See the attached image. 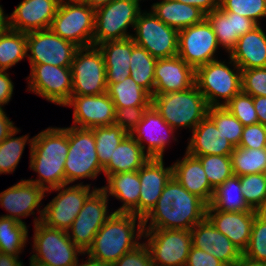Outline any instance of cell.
<instances>
[{"mask_svg":"<svg viewBox=\"0 0 266 266\" xmlns=\"http://www.w3.org/2000/svg\"><path fill=\"white\" fill-rule=\"evenodd\" d=\"M206 209L207 204L201 198L188 192L172 177L155 207L143 219V227L191 231L197 223L206 218Z\"/></svg>","mask_w":266,"mask_h":266,"instance_id":"1","label":"cell"},{"mask_svg":"<svg viewBox=\"0 0 266 266\" xmlns=\"http://www.w3.org/2000/svg\"><path fill=\"white\" fill-rule=\"evenodd\" d=\"M68 149V127H48L33 136L29 167L39 178L27 180L45 191L65 185L64 165Z\"/></svg>","mask_w":266,"mask_h":266,"instance_id":"2","label":"cell"},{"mask_svg":"<svg viewBox=\"0 0 266 266\" xmlns=\"http://www.w3.org/2000/svg\"><path fill=\"white\" fill-rule=\"evenodd\" d=\"M143 234V219L132 213L114 212L96 233L85 254L104 265L112 266L121 256L141 244L138 241Z\"/></svg>","mask_w":266,"mask_h":266,"instance_id":"3","label":"cell"},{"mask_svg":"<svg viewBox=\"0 0 266 266\" xmlns=\"http://www.w3.org/2000/svg\"><path fill=\"white\" fill-rule=\"evenodd\" d=\"M151 105L173 128H194L207 116L209 106L196 84L191 88L152 96Z\"/></svg>","mask_w":266,"mask_h":266,"instance_id":"4","label":"cell"},{"mask_svg":"<svg viewBox=\"0 0 266 266\" xmlns=\"http://www.w3.org/2000/svg\"><path fill=\"white\" fill-rule=\"evenodd\" d=\"M225 62L217 59L195 70V84L209 107L225 106L242 91V70L231 58L227 63L234 69Z\"/></svg>","mask_w":266,"mask_h":266,"instance_id":"5","label":"cell"},{"mask_svg":"<svg viewBox=\"0 0 266 266\" xmlns=\"http://www.w3.org/2000/svg\"><path fill=\"white\" fill-rule=\"evenodd\" d=\"M33 254L29 259L44 266H76L79 254L85 253L69 238L67 231L34 224Z\"/></svg>","mask_w":266,"mask_h":266,"instance_id":"6","label":"cell"},{"mask_svg":"<svg viewBox=\"0 0 266 266\" xmlns=\"http://www.w3.org/2000/svg\"><path fill=\"white\" fill-rule=\"evenodd\" d=\"M69 149L64 165L65 183L90 178L95 180L103 166L96 152L95 137L92 129L68 127Z\"/></svg>","mask_w":266,"mask_h":266,"instance_id":"7","label":"cell"},{"mask_svg":"<svg viewBox=\"0 0 266 266\" xmlns=\"http://www.w3.org/2000/svg\"><path fill=\"white\" fill-rule=\"evenodd\" d=\"M90 189L91 186L89 184L83 185V182H81L72 186L65 184L46 190L48 193L50 191L59 192L43 209H37L40 215L34 218V224L41 221L48 227L68 232L84 202L97 187L94 186L92 190Z\"/></svg>","mask_w":266,"mask_h":266,"instance_id":"8","label":"cell"},{"mask_svg":"<svg viewBox=\"0 0 266 266\" xmlns=\"http://www.w3.org/2000/svg\"><path fill=\"white\" fill-rule=\"evenodd\" d=\"M139 0H111L106 6L95 10L93 45L109 40L130 38L128 27L134 25L140 14Z\"/></svg>","mask_w":266,"mask_h":266,"instance_id":"9","label":"cell"},{"mask_svg":"<svg viewBox=\"0 0 266 266\" xmlns=\"http://www.w3.org/2000/svg\"><path fill=\"white\" fill-rule=\"evenodd\" d=\"M70 68L71 96L101 95L107 92L105 61L98 46L79 47Z\"/></svg>","mask_w":266,"mask_h":266,"instance_id":"10","label":"cell"},{"mask_svg":"<svg viewBox=\"0 0 266 266\" xmlns=\"http://www.w3.org/2000/svg\"><path fill=\"white\" fill-rule=\"evenodd\" d=\"M95 10L86 3L61 1L50 30L78 47L93 45Z\"/></svg>","mask_w":266,"mask_h":266,"instance_id":"11","label":"cell"},{"mask_svg":"<svg viewBox=\"0 0 266 266\" xmlns=\"http://www.w3.org/2000/svg\"><path fill=\"white\" fill-rule=\"evenodd\" d=\"M148 12H140L131 38L156 59L177 56L179 31Z\"/></svg>","mask_w":266,"mask_h":266,"instance_id":"12","label":"cell"},{"mask_svg":"<svg viewBox=\"0 0 266 266\" xmlns=\"http://www.w3.org/2000/svg\"><path fill=\"white\" fill-rule=\"evenodd\" d=\"M155 266H185L192 246L189 230L144 229L143 234Z\"/></svg>","mask_w":266,"mask_h":266,"instance_id":"13","label":"cell"},{"mask_svg":"<svg viewBox=\"0 0 266 266\" xmlns=\"http://www.w3.org/2000/svg\"><path fill=\"white\" fill-rule=\"evenodd\" d=\"M108 198L102 188L95 189L68 230L71 241L84 253L92 245L96 233L114 213L108 212Z\"/></svg>","mask_w":266,"mask_h":266,"instance_id":"14","label":"cell"},{"mask_svg":"<svg viewBox=\"0 0 266 266\" xmlns=\"http://www.w3.org/2000/svg\"><path fill=\"white\" fill-rule=\"evenodd\" d=\"M30 67L28 91L53 104L64 106L72 92L71 68L49 64H30Z\"/></svg>","mask_w":266,"mask_h":266,"instance_id":"15","label":"cell"},{"mask_svg":"<svg viewBox=\"0 0 266 266\" xmlns=\"http://www.w3.org/2000/svg\"><path fill=\"white\" fill-rule=\"evenodd\" d=\"M218 41L209 22H202L179 31L178 56L194 70L217 60ZM215 54V55H214Z\"/></svg>","mask_w":266,"mask_h":266,"instance_id":"16","label":"cell"},{"mask_svg":"<svg viewBox=\"0 0 266 266\" xmlns=\"http://www.w3.org/2000/svg\"><path fill=\"white\" fill-rule=\"evenodd\" d=\"M27 58L30 64H49L71 67L75 52L79 48L64 40L50 29L26 33Z\"/></svg>","mask_w":266,"mask_h":266,"instance_id":"17","label":"cell"},{"mask_svg":"<svg viewBox=\"0 0 266 266\" xmlns=\"http://www.w3.org/2000/svg\"><path fill=\"white\" fill-rule=\"evenodd\" d=\"M64 106L73 107V126L94 128L114 125L115 105L108 93L101 95L71 96Z\"/></svg>","mask_w":266,"mask_h":266,"instance_id":"18","label":"cell"},{"mask_svg":"<svg viewBox=\"0 0 266 266\" xmlns=\"http://www.w3.org/2000/svg\"><path fill=\"white\" fill-rule=\"evenodd\" d=\"M61 0H22L6 14V26L23 33L50 28Z\"/></svg>","mask_w":266,"mask_h":266,"instance_id":"19","label":"cell"},{"mask_svg":"<svg viewBox=\"0 0 266 266\" xmlns=\"http://www.w3.org/2000/svg\"><path fill=\"white\" fill-rule=\"evenodd\" d=\"M173 129L151 105L144 113L143 119L129 133L141 148L153 158H163L165 147L170 139L177 140ZM171 136V137H170ZM170 138V139H169ZM143 141H147L146 145ZM146 148V149H145Z\"/></svg>","mask_w":266,"mask_h":266,"instance_id":"20","label":"cell"},{"mask_svg":"<svg viewBox=\"0 0 266 266\" xmlns=\"http://www.w3.org/2000/svg\"><path fill=\"white\" fill-rule=\"evenodd\" d=\"M163 158L150 159L139 169V217L144 219L155 207L164 187L173 177L172 165L164 167Z\"/></svg>","mask_w":266,"mask_h":266,"instance_id":"21","label":"cell"},{"mask_svg":"<svg viewBox=\"0 0 266 266\" xmlns=\"http://www.w3.org/2000/svg\"><path fill=\"white\" fill-rule=\"evenodd\" d=\"M45 190L35 183L21 179L6 190L0 192V205L9 213L3 217L13 218L20 223L29 215H34L35 208L40 207V202L46 196Z\"/></svg>","mask_w":266,"mask_h":266,"instance_id":"22","label":"cell"},{"mask_svg":"<svg viewBox=\"0 0 266 266\" xmlns=\"http://www.w3.org/2000/svg\"><path fill=\"white\" fill-rule=\"evenodd\" d=\"M190 232L193 247L210 253L226 266H232L243 256L238 247L219 232L207 218L197 223Z\"/></svg>","mask_w":266,"mask_h":266,"instance_id":"23","label":"cell"},{"mask_svg":"<svg viewBox=\"0 0 266 266\" xmlns=\"http://www.w3.org/2000/svg\"><path fill=\"white\" fill-rule=\"evenodd\" d=\"M153 95L183 91L195 84V70L178 55L157 59Z\"/></svg>","mask_w":266,"mask_h":266,"instance_id":"24","label":"cell"},{"mask_svg":"<svg viewBox=\"0 0 266 266\" xmlns=\"http://www.w3.org/2000/svg\"><path fill=\"white\" fill-rule=\"evenodd\" d=\"M258 211L224 212L206 210V218L243 253L247 248L252 225Z\"/></svg>","mask_w":266,"mask_h":266,"instance_id":"25","label":"cell"},{"mask_svg":"<svg viewBox=\"0 0 266 266\" xmlns=\"http://www.w3.org/2000/svg\"><path fill=\"white\" fill-rule=\"evenodd\" d=\"M205 19L215 32L220 48H224L229 54L238 38L257 26L251 19L234 12H226L220 6L205 14Z\"/></svg>","mask_w":266,"mask_h":266,"instance_id":"26","label":"cell"},{"mask_svg":"<svg viewBox=\"0 0 266 266\" xmlns=\"http://www.w3.org/2000/svg\"><path fill=\"white\" fill-rule=\"evenodd\" d=\"M190 138L186 152L192 156H231L235 149L208 115L194 128Z\"/></svg>","mask_w":266,"mask_h":266,"instance_id":"27","label":"cell"},{"mask_svg":"<svg viewBox=\"0 0 266 266\" xmlns=\"http://www.w3.org/2000/svg\"><path fill=\"white\" fill-rule=\"evenodd\" d=\"M172 168L173 177L188 192L201 198L207 205L210 204L215 189L210 185L197 157L186 152L182 160H177Z\"/></svg>","mask_w":266,"mask_h":266,"instance_id":"28","label":"cell"},{"mask_svg":"<svg viewBox=\"0 0 266 266\" xmlns=\"http://www.w3.org/2000/svg\"><path fill=\"white\" fill-rule=\"evenodd\" d=\"M229 58L241 70L266 67V34L260 25L238 38Z\"/></svg>","mask_w":266,"mask_h":266,"instance_id":"29","label":"cell"},{"mask_svg":"<svg viewBox=\"0 0 266 266\" xmlns=\"http://www.w3.org/2000/svg\"><path fill=\"white\" fill-rule=\"evenodd\" d=\"M108 184L101 188L107 196L120 200V206L115 213H132L139 217L140 180L139 170L117 173L107 177Z\"/></svg>","mask_w":266,"mask_h":266,"instance_id":"30","label":"cell"},{"mask_svg":"<svg viewBox=\"0 0 266 266\" xmlns=\"http://www.w3.org/2000/svg\"><path fill=\"white\" fill-rule=\"evenodd\" d=\"M97 46L104 57L107 83H119L130 76V57L133 49L131 37L105 41Z\"/></svg>","mask_w":266,"mask_h":266,"instance_id":"31","label":"cell"},{"mask_svg":"<svg viewBox=\"0 0 266 266\" xmlns=\"http://www.w3.org/2000/svg\"><path fill=\"white\" fill-rule=\"evenodd\" d=\"M150 10L163 23L177 31L200 23L205 19V13L199 8L176 0H162L153 3Z\"/></svg>","mask_w":266,"mask_h":266,"instance_id":"32","label":"cell"},{"mask_svg":"<svg viewBox=\"0 0 266 266\" xmlns=\"http://www.w3.org/2000/svg\"><path fill=\"white\" fill-rule=\"evenodd\" d=\"M150 156L129 134L116 147L113 156L103 167L106 178L117 173L138 171Z\"/></svg>","mask_w":266,"mask_h":266,"instance_id":"33","label":"cell"},{"mask_svg":"<svg viewBox=\"0 0 266 266\" xmlns=\"http://www.w3.org/2000/svg\"><path fill=\"white\" fill-rule=\"evenodd\" d=\"M206 210L224 212L255 211L248 206L243 197L240 176L234 174L214 190L212 200L207 205Z\"/></svg>","mask_w":266,"mask_h":266,"instance_id":"34","label":"cell"},{"mask_svg":"<svg viewBox=\"0 0 266 266\" xmlns=\"http://www.w3.org/2000/svg\"><path fill=\"white\" fill-rule=\"evenodd\" d=\"M107 93L115 108L151 106L152 96L140 87L131 76L119 83H107Z\"/></svg>","mask_w":266,"mask_h":266,"instance_id":"35","label":"cell"},{"mask_svg":"<svg viewBox=\"0 0 266 266\" xmlns=\"http://www.w3.org/2000/svg\"><path fill=\"white\" fill-rule=\"evenodd\" d=\"M26 33L6 25L0 30V70L7 71L27 57Z\"/></svg>","mask_w":266,"mask_h":266,"instance_id":"36","label":"cell"},{"mask_svg":"<svg viewBox=\"0 0 266 266\" xmlns=\"http://www.w3.org/2000/svg\"><path fill=\"white\" fill-rule=\"evenodd\" d=\"M157 59L146 49L137 45L133 40L132 55L130 57L131 78L151 96L154 92V70Z\"/></svg>","mask_w":266,"mask_h":266,"instance_id":"37","label":"cell"},{"mask_svg":"<svg viewBox=\"0 0 266 266\" xmlns=\"http://www.w3.org/2000/svg\"><path fill=\"white\" fill-rule=\"evenodd\" d=\"M28 228L13 218L0 215V252L19 256L28 242ZM22 250V251H21Z\"/></svg>","mask_w":266,"mask_h":266,"instance_id":"38","label":"cell"},{"mask_svg":"<svg viewBox=\"0 0 266 266\" xmlns=\"http://www.w3.org/2000/svg\"><path fill=\"white\" fill-rule=\"evenodd\" d=\"M231 161L234 175L266 173V148L247 149L237 146L231 153Z\"/></svg>","mask_w":266,"mask_h":266,"instance_id":"39","label":"cell"},{"mask_svg":"<svg viewBox=\"0 0 266 266\" xmlns=\"http://www.w3.org/2000/svg\"><path fill=\"white\" fill-rule=\"evenodd\" d=\"M19 131L21 130L16 128L0 143V174L14 172L19 164L26 143H29L30 147L32 145L33 137L29 139V134L13 137Z\"/></svg>","mask_w":266,"mask_h":266,"instance_id":"40","label":"cell"},{"mask_svg":"<svg viewBox=\"0 0 266 266\" xmlns=\"http://www.w3.org/2000/svg\"><path fill=\"white\" fill-rule=\"evenodd\" d=\"M95 137L96 152L100 164L104 167L121 141L128 135L120 126H98L91 128Z\"/></svg>","mask_w":266,"mask_h":266,"instance_id":"41","label":"cell"},{"mask_svg":"<svg viewBox=\"0 0 266 266\" xmlns=\"http://www.w3.org/2000/svg\"><path fill=\"white\" fill-rule=\"evenodd\" d=\"M207 115L214 121L219 132L237 147L243 133L242 123L225 106L209 107Z\"/></svg>","mask_w":266,"mask_h":266,"instance_id":"42","label":"cell"},{"mask_svg":"<svg viewBox=\"0 0 266 266\" xmlns=\"http://www.w3.org/2000/svg\"><path fill=\"white\" fill-rule=\"evenodd\" d=\"M240 185L248 206L260 212L266 204V173L242 175Z\"/></svg>","mask_w":266,"mask_h":266,"instance_id":"43","label":"cell"},{"mask_svg":"<svg viewBox=\"0 0 266 266\" xmlns=\"http://www.w3.org/2000/svg\"><path fill=\"white\" fill-rule=\"evenodd\" d=\"M195 157L200 160L209 183L214 189L233 175L231 156L203 155Z\"/></svg>","mask_w":266,"mask_h":266,"instance_id":"44","label":"cell"},{"mask_svg":"<svg viewBox=\"0 0 266 266\" xmlns=\"http://www.w3.org/2000/svg\"><path fill=\"white\" fill-rule=\"evenodd\" d=\"M243 256L256 262H266V216L255 215L250 240Z\"/></svg>","mask_w":266,"mask_h":266,"instance_id":"45","label":"cell"},{"mask_svg":"<svg viewBox=\"0 0 266 266\" xmlns=\"http://www.w3.org/2000/svg\"><path fill=\"white\" fill-rule=\"evenodd\" d=\"M226 12H234L260 25V18L266 17V0H220L219 5Z\"/></svg>","mask_w":266,"mask_h":266,"instance_id":"46","label":"cell"},{"mask_svg":"<svg viewBox=\"0 0 266 266\" xmlns=\"http://www.w3.org/2000/svg\"><path fill=\"white\" fill-rule=\"evenodd\" d=\"M225 107L243 126L258 123V117L253 104V97L242 91L236 94Z\"/></svg>","mask_w":266,"mask_h":266,"instance_id":"47","label":"cell"},{"mask_svg":"<svg viewBox=\"0 0 266 266\" xmlns=\"http://www.w3.org/2000/svg\"><path fill=\"white\" fill-rule=\"evenodd\" d=\"M242 92L252 97L266 96V67L242 70Z\"/></svg>","mask_w":266,"mask_h":266,"instance_id":"48","label":"cell"},{"mask_svg":"<svg viewBox=\"0 0 266 266\" xmlns=\"http://www.w3.org/2000/svg\"><path fill=\"white\" fill-rule=\"evenodd\" d=\"M149 107L150 106H132L115 108L114 125L120 126L129 134L143 119L144 113Z\"/></svg>","mask_w":266,"mask_h":266,"instance_id":"49","label":"cell"},{"mask_svg":"<svg viewBox=\"0 0 266 266\" xmlns=\"http://www.w3.org/2000/svg\"><path fill=\"white\" fill-rule=\"evenodd\" d=\"M238 146L247 149L266 148V126L261 123L244 126Z\"/></svg>","mask_w":266,"mask_h":266,"instance_id":"50","label":"cell"},{"mask_svg":"<svg viewBox=\"0 0 266 266\" xmlns=\"http://www.w3.org/2000/svg\"><path fill=\"white\" fill-rule=\"evenodd\" d=\"M112 266H155L147 245L143 242L121 256Z\"/></svg>","mask_w":266,"mask_h":266,"instance_id":"51","label":"cell"},{"mask_svg":"<svg viewBox=\"0 0 266 266\" xmlns=\"http://www.w3.org/2000/svg\"><path fill=\"white\" fill-rule=\"evenodd\" d=\"M185 266H226L223 262L218 260L203 250L191 246Z\"/></svg>","mask_w":266,"mask_h":266,"instance_id":"52","label":"cell"},{"mask_svg":"<svg viewBox=\"0 0 266 266\" xmlns=\"http://www.w3.org/2000/svg\"><path fill=\"white\" fill-rule=\"evenodd\" d=\"M13 84L7 71L0 70V109H4L2 107L10 102L14 89Z\"/></svg>","mask_w":266,"mask_h":266,"instance_id":"53","label":"cell"},{"mask_svg":"<svg viewBox=\"0 0 266 266\" xmlns=\"http://www.w3.org/2000/svg\"><path fill=\"white\" fill-rule=\"evenodd\" d=\"M191 6H195L203 11L205 14L219 8L220 0H176Z\"/></svg>","mask_w":266,"mask_h":266,"instance_id":"54","label":"cell"},{"mask_svg":"<svg viewBox=\"0 0 266 266\" xmlns=\"http://www.w3.org/2000/svg\"><path fill=\"white\" fill-rule=\"evenodd\" d=\"M16 128L13 121H10L9 117H7L5 111L0 109V143Z\"/></svg>","mask_w":266,"mask_h":266,"instance_id":"55","label":"cell"},{"mask_svg":"<svg viewBox=\"0 0 266 266\" xmlns=\"http://www.w3.org/2000/svg\"><path fill=\"white\" fill-rule=\"evenodd\" d=\"M253 104L257 113L258 123L266 126V96L253 97Z\"/></svg>","mask_w":266,"mask_h":266,"instance_id":"56","label":"cell"},{"mask_svg":"<svg viewBox=\"0 0 266 266\" xmlns=\"http://www.w3.org/2000/svg\"><path fill=\"white\" fill-rule=\"evenodd\" d=\"M18 259L19 256L0 252V266H24Z\"/></svg>","mask_w":266,"mask_h":266,"instance_id":"57","label":"cell"},{"mask_svg":"<svg viewBox=\"0 0 266 266\" xmlns=\"http://www.w3.org/2000/svg\"><path fill=\"white\" fill-rule=\"evenodd\" d=\"M232 266H266V262L252 261V260L242 256Z\"/></svg>","mask_w":266,"mask_h":266,"instance_id":"58","label":"cell"},{"mask_svg":"<svg viewBox=\"0 0 266 266\" xmlns=\"http://www.w3.org/2000/svg\"><path fill=\"white\" fill-rule=\"evenodd\" d=\"M110 1L111 0H86L84 3H86L92 9L97 10L98 8L106 6Z\"/></svg>","mask_w":266,"mask_h":266,"instance_id":"59","label":"cell"},{"mask_svg":"<svg viewBox=\"0 0 266 266\" xmlns=\"http://www.w3.org/2000/svg\"><path fill=\"white\" fill-rule=\"evenodd\" d=\"M76 266H107V265H104L99 261L93 260L92 258L87 256V260L82 261V263L80 264L77 262Z\"/></svg>","mask_w":266,"mask_h":266,"instance_id":"60","label":"cell"},{"mask_svg":"<svg viewBox=\"0 0 266 266\" xmlns=\"http://www.w3.org/2000/svg\"><path fill=\"white\" fill-rule=\"evenodd\" d=\"M6 25V15L4 13V10L2 8V5H0V30Z\"/></svg>","mask_w":266,"mask_h":266,"instance_id":"61","label":"cell"},{"mask_svg":"<svg viewBox=\"0 0 266 266\" xmlns=\"http://www.w3.org/2000/svg\"><path fill=\"white\" fill-rule=\"evenodd\" d=\"M30 263V265L29 266H44V265H41V264H39V263H37V262H35V261H32V260H30L29 261Z\"/></svg>","mask_w":266,"mask_h":266,"instance_id":"62","label":"cell"},{"mask_svg":"<svg viewBox=\"0 0 266 266\" xmlns=\"http://www.w3.org/2000/svg\"><path fill=\"white\" fill-rule=\"evenodd\" d=\"M64 2H80V3H84L86 0H61Z\"/></svg>","mask_w":266,"mask_h":266,"instance_id":"63","label":"cell"},{"mask_svg":"<svg viewBox=\"0 0 266 266\" xmlns=\"http://www.w3.org/2000/svg\"><path fill=\"white\" fill-rule=\"evenodd\" d=\"M264 216H266V204L263 207V209L260 211Z\"/></svg>","mask_w":266,"mask_h":266,"instance_id":"64","label":"cell"}]
</instances>
